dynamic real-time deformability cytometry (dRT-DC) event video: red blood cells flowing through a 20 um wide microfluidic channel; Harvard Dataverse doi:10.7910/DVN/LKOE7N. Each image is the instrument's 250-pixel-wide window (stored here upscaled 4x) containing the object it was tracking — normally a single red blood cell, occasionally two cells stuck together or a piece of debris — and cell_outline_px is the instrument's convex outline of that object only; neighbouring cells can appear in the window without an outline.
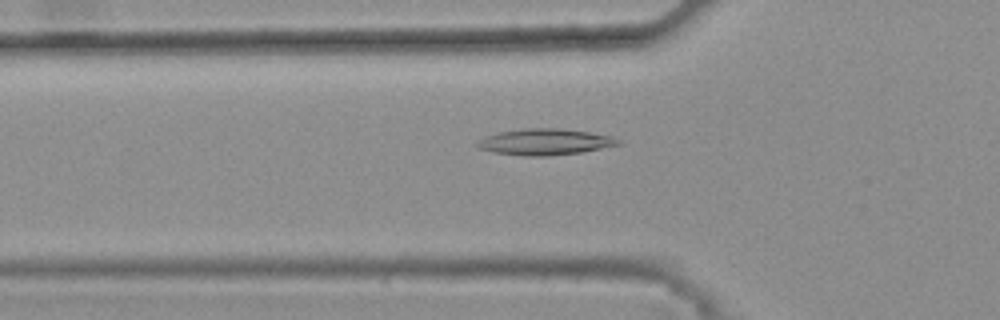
{"species": "common noctule bat (a hibernating species)", "species_latin": "Nyctalus noctula", "temperature_condition": "warm", "stored_images_in_passage": 48, "camera_frame_rate_fps": 3000, "um_per_image_px": 0.085, "animal": {"sex": "female", "body_mass_g": 25.1}, "frame": {"image": 1, "passage_image": 18, "time_ms": 5.667, "image_size_px": [1000, 320], "cell_outline_px": [[620, 144], [580, 152], [548, 156], [524, 156], [492, 152], [480, 148], [476, 144], [484, 136], [496, 132], [524, 128], [560, 128], [588, 132], [612, 136], [620, 140]], "centroid_in_image_um": [46.28, 12.05], "position_along_channel_um": 79.5, "area_um2": 21.44}}
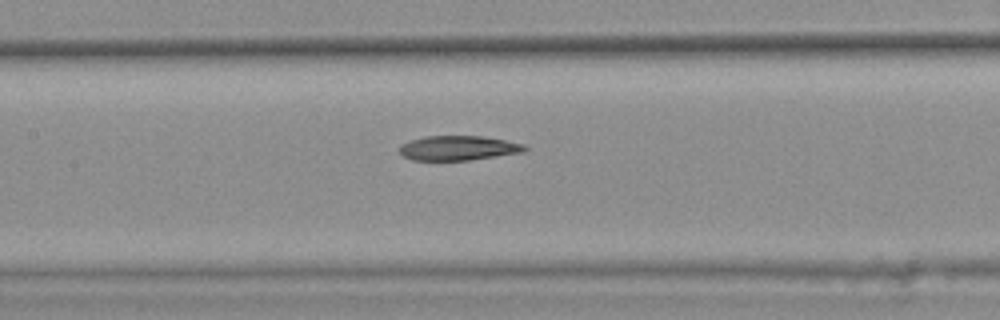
{"frame": {"image": 2, "passage_image": 25, "time_ms": 8.0, "image_size_px": [1000, 320], "cell_outline_px": [[528, 148], [524, 152], [468, 160], [412, 160], [404, 156], [396, 148], [400, 144], [424, 136], [484, 136], [524, 144]], "centroid_in_image_um": [38.93, 12.58], "position_along_channel_um": 168.5, "area_um2": 17.98}}
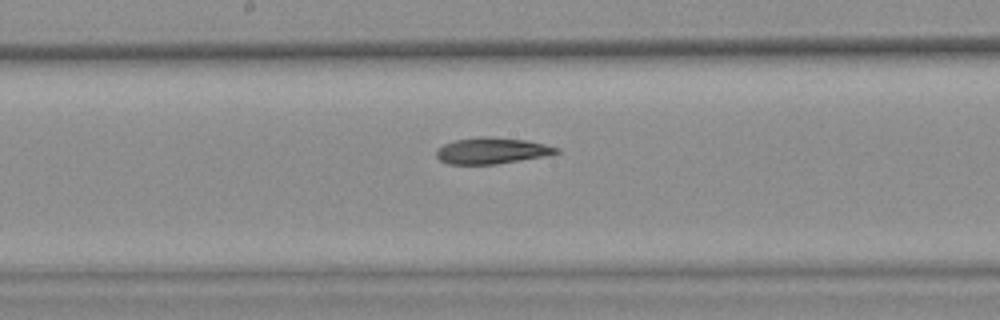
{"frame": {"image": 3, "passage_image": 28, "time_ms": 9.0, "image_size_px": [1000, 320], "cell_outline_px": [[560, 152], [548, 156], [496, 164], [448, 164], [440, 160], [436, 156], [436, 148], [444, 144], [456, 140], [480, 136], [488, 136], [528, 140], [560, 148]], "centroid_in_image_um": [41.83, 12.81], "position_along_channel_um": 206.4, "area_um2": 18.55}, "authors_computed_cell_mechanics": {"area_um2": 19.0451, "velocity_mm_per_s": 3.8008, "shape_relaxation_time_tau1_ms": null, "shape_relaxation_time_tau2_ms": 11.1902, "deformation_change_tau1": null, "deformation_change_tau2": 0.2087}}